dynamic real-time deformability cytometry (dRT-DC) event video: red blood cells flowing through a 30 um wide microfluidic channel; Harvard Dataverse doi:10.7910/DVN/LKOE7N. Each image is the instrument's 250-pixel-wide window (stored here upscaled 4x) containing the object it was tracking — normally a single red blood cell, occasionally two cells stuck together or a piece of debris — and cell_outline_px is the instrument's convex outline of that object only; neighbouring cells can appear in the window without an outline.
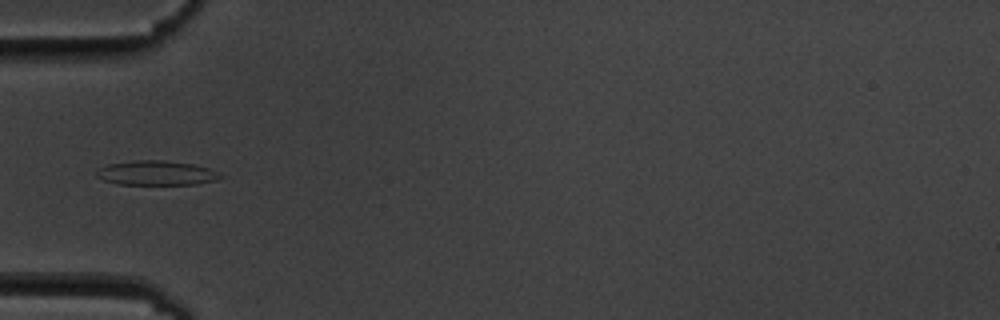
{"species": "common noctule bat (a hibernating species)", "species_latin": "Nyctalus noctula", "temperature_condition": "cold", "stored_images_in_passage": 15, "camera_frame_rate_fps": 3000, "um_per_image_px": 0.085, "animal": {"sex": "male", "body_mass_g": 19.5, "forearm_length_mm": 54.6}, "frame": {"image": 1, "passage_image": 5, "time_ms": 5.333, "image_size_px": [1000, 320], "cell_outline_px": [[224, 176], [216, 180], [196, 184], [116, 184], [104, 180], [96, 176], [96, 172], [100, 168], [108, 164], [132, 160], [164, 160], [192, 164], [208, 168], [220, 172]], "centroid_in_image_um": [13.3, 14.7], "position_along_channel_um": 71.7, "area_um2": 17.69}}
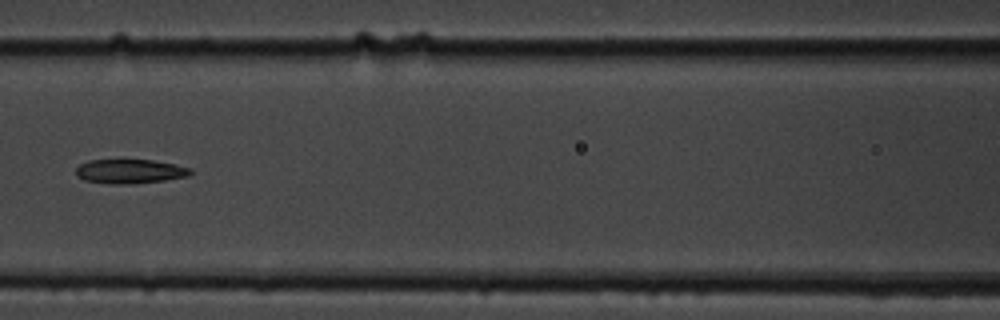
{"frame": {"image": 2, "passage_image": 7, "time_ms": 7.667, "image_size_px": [1000, 320], "cell_outline_px": [[192, 172], [188, 176], [164, 180], [128, 184], [112, 184], [84, 180], [76, 176], [76, 168], [80, 164], [88, 160], [152, 160], [176, 164], [192, 168]], "centroid_in_image_um": [11.04, 14.56], "position_along_channel_um": 155.6, "area_um2": 16.18}}
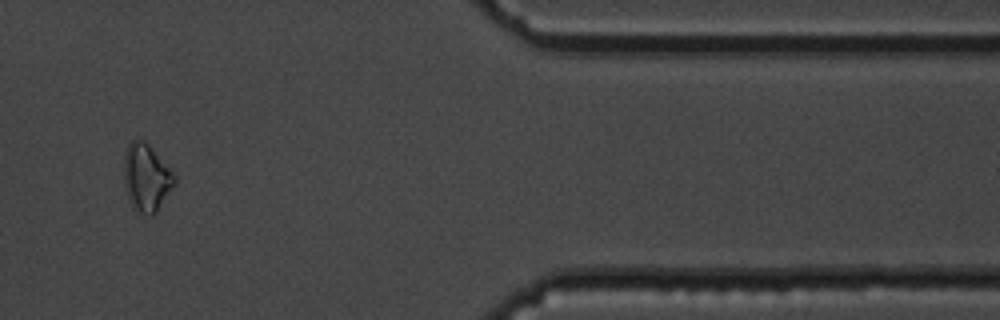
{"frame": {"image": 3, "passage_image": 13, "time_ms": 15.333, "image_size_px": [1000, 320], "cell_outline_px": [[176, 184], [156, 212], [136, 212], [132, 208], [128, 200], [124, 184], [124, 156], [128, 144], [132, 140], [144, 140], [148, 144], [176, 176]], "centroid_in_image_um": [12.43, 15.1], "position_along_channel_um": 399.0, "area_um2": 19.71}, "authors_computed_cell_mechanics": {"area_um2": 17.5134, "velocity_mm_per_s": 3.5917, "shape_relaxation_time_tau1_ms": 7.0072, "shape_relaxation_time_tau2_ms": 3.0525, "deformation_change_tau1": 0.1194, "deformation_change_tau2": 0.0946}}